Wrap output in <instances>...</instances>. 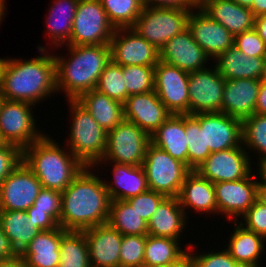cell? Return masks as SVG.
I'll use <instances>...</instances> for the list:
<instances>
[{
    "mask_svg": "<svg viewBox=\"0 0 266 267\" xmlns=\"http://www.w3.org/2000/svg\"><path fill=\"white\" fill-rule=\"evenodd\" d=\"M79 0L53 1L46 22V36L58 48L68 44Z\"/></svg>",
    "mask_w": 266,
    "mask_h": 267,
    "instance_id": "obj_33",
    "label": "cell"
},
{
    "mask_svg": "<svg viewBox=\"0 0 266 267\" xmlns=\"http://www.w3.org/2000/svg\"><path fill=\"white\" fill-rule=\"evenodd\" d=\"M193 3L197 6L200 7L202 6L207 0H192Z\"/></svg>",
    "mask_w": 266,
    "mask_h": 267,
    "instance_id": "obj_61",
    "label": "cell"
},
{
    "mask_svg": "<svg viewBox=\"0 0 266 267\" xmlns=\"http://www.w3.org/2000/svg\"><path fill=\"white\" fill-rule=\"evenodd\" d=\"M256 199L266 206V184L261 179L258 181Z\"/></svg>",
    "mask_w": 266,
    "mask_h": 267,
    "instance_id": "obj_55",
    "label": "cell"
},
{
    "mask_svg": "<svg viewBox=\"0 0 266 267\" xmlns=\"http://www.w3.org/2000/svg\"><path fill=\"white\" fill-rule=\"evenodd\" d=\"M6 0H0V24L3 21L2 19L5 18V12L7 11Z\"/></svg>",
    "mask_w": 266,
    "mask_h": 267,
    "instance_id": "obj_58",
    "label": "cell"
},
{
    "mask_svg": "<svg viewBox=\"0 0 266 267\" xmlns=\"http://www.w3.org/2000/svg\"><path fill=\"white\" fill-rule=\"evenodd\" d=\"M204 128L205 149L218 152L242 145V121L222 112L200 113Z\"/></svg>",
    "mask_w": 266,
    "mask_h": 267,
    "instance_id": "obj_18",
    "label": "cell"
},
{
    "mask_svg": "<svg viewBox=\"0 0 266 267\" xmlns=\"http://www.w3.org/2000/svg\"><path fill=\"white\" fill-rule=\"evenodd\" d=\"M0 267H27L23 259H9L0 261Z\"/></svg>",
    "mask_w": 266,
    "mask_h": 267,
    "instance_id": "obj_56",
    "label": "cell"
},
{
    "mask_svg": "<svg viewBox=\"0 0 266 267\" xmlns=\"http://www.w3.org/2000/svg\"><path fill=\"white\" fill-rule=\"evenodd\" d=\"M256 175L250 174L248 177L237 181L213 184L217 201V215L219 213L223 214L230 218V221L233 219L237 221L242 218L256 200L257 180L259 178ZM254 179L257 180L254 181Z\"/></svg>",
    "mask_w": 266,
    "mask_h": 267,
    "instance_id": "obj_16",
    "label": "cell"
},
{
    "mask_svg": "<svg viewBox=\"0 0 266 267\" xmlns=\"http://www.w3.org/2000/svg\"><path fill=\"white\" fill-rule=\"evenodd\" d=\"M22 161L38 178L43 188L60 192L86 167L66 146L63 149L48 135L24 148Z\"/></svg>",
    "mask_w": 266,
    "mask_h": 267,
    "instance_id": "obj_4",
    "label": "cell"
},
{
    "mask_svg": "<svg viewBox=\"0 0 266 267\" xmlns=\"http://www.w3.org/2000/svg\"><path fill=\"white\" fill-rule=\"evenodd\" d=\"M176 267H194L190 259L187 257L185 260H183L179 265Z\"/></svg>",
    "mask_w": 266,
    "mask_h": 267,
    "instance_id": "obj_60",
    "label": "cell"
},
{
    "mask_svg": "<svg viewBox=\"0 0 266 267\" xmlns=\"http://www.w3.org/2000/svg\"><path fill=\"white\" fill-rule=\"evenodd\" d=\"M65 46H68V58L53 54L57 90L63 91L68 100H76L84 92L96 88L99 76L111 61L110 45Z\"/></svg>",
    "mask_w": 266,
    "mask_h": 267,
    "instance_id": "obj_3",
    "label": "cell"
},
{
    "mask_svg": "<svg viewBox=\"0 0 266 267\" xmlns=\"http://www.w3.org/2000/svg\"><path fill=\"white\" fill-rule=\"evenodd\" d=\"M95 89L123 104L127 99V88L123 78L122 66L111 60L99 76Z\"/></svg>",
    "mask_w": 266,
    "mask_h": 267,
    "instance_id": "obj_40",
    "label": "cell"
},
{
    "mask_svg": "<svg viewBox=\"0 0 266 267\" xmlns=\"http://www.w3.org/2000/svg\"><path fill=\"white\" fill-rule=\"evenodd\" d=\"M111 60L121 66L155 67L159 50L131 27L116 28L110 41Z\"/></svg>",
    "mask_w": 266,
    "mask_h": 267,
    "instance_id": "obj_14",
    "label": "cell"
},
{
    "mask_svg": "<svg viewBox=\"0 0 266 267\" xmlns=\"http://www.w3.org/2000/svg\"><path fill=\"white\" fill-rule=\"evenodd\" d=\"M242 144L256 152L258 163L266 160V115L253 114L242 121Z\"/></svg>",
    "mask_w": 266,
    "mask_h": 267,
    "instance_id": "obj_38",
    "label": "cell"
},
{
    "mask_svg": "<svg viewBox=\"0 0 266 267\" xmlns=\"http://www.w3.org/2000/svg\"><path fill=\"white\" fill-rule=\"evenodd\" d=\"M193 244H188L187 248V257L190 259L194 267H243L237 263L230 253L223 248L224 250H213L208 253L201 252L198 254L191 253V248ZM190 251V252H188ZM204 253V254H203Z\"/></svg>",
    "mask_w": 266,
    "mask_h": 267,
    "instance_id": "obj_43",
    "label": "cell"
},
{
    "mask_svg": "<svg viewBox=\"0 0 266 267\" xmlns=\"http://www.w3.org/2000/svg\"><path fill=\"white\" fill-rule=\"evenodd\" d=\"M109 163L113 166L114 180L107 183L104 179V185L111 200H128L148 190L146 173L142 165Z\"/></svg>",
    "mask_w": 266,
    "mask_h": 267,
    "instance_id": "obj_28",
    "label": "cell"
},
{
    "mask_svg": "<svg viewBox=\"0 0 266 267\" xmlns=\"http://www.w3.org/2000/svg\"><path fill=\"white\" fill-rule=\"evenodd\" d=\"M11 258L10 240L4 234L0 224V261L9 260Z\"/></svg>",
    "mask_w": 266,
    "mask_h": 267,
    "instance_id": "obj_52",
    "label": "cell"
},
{
    "mask_svg": "<svg viewBox=\"0 0 266 267\" xmlns=\"http://www.w3.org/2000/svg\"><path fill=\"white\" fill-rule=\"evenodd\" d=\"M260 79H228L225 82L222 113L241 121L255 114Z\"/></svg>",
    "mask_w": 266,
    "mask_h": 267,
    "instance_id": "obj_22",
    "label": "cell"
},
{
    "mask_svg": "<svg viewBox=\"0 0 266 267\" xmlns=\"http://www.w3.org/2000/svg\"><path fill=\"white\" fill-rule=\"evenodd\" d=\"M22 161V150L9 143L0 144V184Z\"/></svg>",
    "mask_w": 266,
    "mask_h": 267,
    "instance_id": "obj_48",
    "label": "cell"
},
{
    "mask_svg": "<svg viewBox=\"0 0 266 267\" xmlns=\"http://www.w3.org/2000/svg\"><path fill=\"white\" fill-rule=\"evenodd\" d=\"M122 72L127 88V98L131 95L154 91V67L139 65L122 66Z\"/></svg>",
    "mask_w": 266,
    "mask_h": 267,
    "instance_id": "obj_41",
    "label": "cell"
},
{
    "mask_svg": "<svg viewBox=\"0 0 266 267\" xmlns=\"http://www.w3.org/2000/svg\"><path fill=\"white\" fill-rule=\"evenodd\" d=\"M67 231L58 227L48 231H40L28 244L23 260L27 267H58L60 263L61 237Z\"/></svg>",
    "mask_w": 266,
    "mask_h": 267,
    "instance_id": "obj_31",
    "label": "cell"
},
{
    "mask_svg": "<svg viewBox=\"0 0 266 267\" xmlns=\"http://www.w3.org/2000/svg\"><path fill=\"white\" fill-rule=\"evenodd\" d=\"M210 67L189 73V115L222 112L226 80L216 66Z\"/></svg>",
    "mask_w": 266,
    "mask_h": 267,
    "instance_id": "obj_11",
    "label": "cell"
},
{
    "mask_svg": "<svg viewBox=\"0 0 266 267\" xmlns=\"http://www.w3.org/2000/svg\"><path fill=\"white\" fill-rule=\"evenodd\" d=\"M240 224L266 239V206L257 199L242 216ZM245 223H244V222Z\"/></svg>",
    "mask_w": 266,
    "mask_h": 267,
    "instance_id": "obj_47",
    "label": "cell"
},
{
    "mask_svg": "<svg viewBox=\"0 0 266 267\" xmlns=\"http://www.w3.org/2000/svg\"><path fill=\"white\" fill-rule=\"evenodd\" d=\"M42 52L36 58L23 60L5 58L0 80V92L5 100L36 105L58 93L56 62L47 47H37Z\"/></svg>",
    "mask_w": 266,
    "mask_h": 267,
    "instance_id": "obj_1",
    "label": "cell"
},
{
    "mask_svg": "<svg viewBox=\"0 0 266 267\" xmlns=\"http://www.w3.org/2000/svg\"><path fill=\"white\" fill-rule=\"evenodd\" d=\"M232 1L237 3L240 6L250 8L254 0H232Z\"/></svg>",
    "mask_w": 266,
    "mask_h": 267,
    "instance_id": "obj_59",
    "label": "cell"
},
{
    "mask_svg": "<svg viewBox=\"0 0 266 267\" xmlns=\"http://www.w3.org/2000/svg\"><path fill=\"white\" fill-rule=\"evenodd\" d=\"M255 114L266 115V77L260 80V88L258 92L257 103L255 106Z\"/></svg>",
    "mask_w": 266,
    "mask_h": 267,
    "instance_id": "obj_51",
    "label": "cell"
},
{
    "mask_svg": "<svg viewBox=\"0 0 266 267\" xmlns=\"http://www.w3.org/2000/svg\"><path fill=\"white\" fill-rule=\"evenodd\" d=\"M41 189L38 178L21 161L0 184V210L26 211Z\"/></svg>",
    "mask_w": 266,
    "mask_h": 267,
    "instance_id": "obj_15",
    "label": "cell"
},
{
    "mask_svg": "<svg viewBox=\"0 0 266 267\" xmlns=\"http://www.w3.org/2000/svg\"><path fill=\"white\" fill-rule=\"evenodd\" d=\"M148 189L165 197H178L186 175L191 169L152 143L143 161Z\"/></svg>",
    "mask_w": 266,
    "mask_h": 267,
    "instance_id": "obj_6",
    "label": "cell"
},
{
    "mask_svg": "<svg viewBox=\"0 0 266 267\" xmlns=\"http://www.w3.org/2000/svg\"><path fill=\"white\" fill-rule=\"evenodd\" d=\"M180 243V240L173 238L147 235L143 266L179 265L187 258V252L181 248Z\"/></svg>",
    "mask_w": 266,
    "mask_h": 267,
    "instance_id": "obj_34",
    "label": "cell"
},
{
    "mask_svg": "<svg viewBox=\"0 0 266 267\" xmlns=\"http://www.w3.org/2000/svg\"><path fill=\"white\" fill-rule=\"evenodd\" d=\"M33 206L36 210L46 211L59 224L62 208V193L57 190L42 187Z\"/></svg>",
    "mask_w": 266,
    "mask_h": 267,
    "instance_id": "obj_46",
    "label": "cell"
},
{
    "mask_svg": "<svg viewBox=\"0 0 266 267\" xmlns=\"http://www.w3.org/2000/svg\"><path fill=\"white\" fill-rule=\"evenodd\" d=\"M177 265H167V266H161V265H155V266H143V267H176Z\"/></svg>",
    "mask_w": 266,
    "mask_h": 267,
    "instance_id": "obj_63",
    "label": "cell"
},
{
    "mask_svg": "<svg viewBox=\"0 0 266 267\" xmlns=\"http://www.w3.org/2000/svg\"><path fill=\"white\" fill-rule=\"evenodd\" d=\"M143 7L168 8L178 10H194L196 5L192 0H142Z\"/></svg>",
    "mask_w": 266,
    "mask_h": 267,
    "instance_id": "obj_50",
    "label": "cell"
},
{
    "mask_svg": "<svg viewBox=\"0 0 266 267\" xmlns=\"http://www.w3.org/2000/svg\"><path fill=\"white\" fill-rule=\"evenodd\" d=\"M115 28H129L142 12V0H100Z\"/></svg>",
    "mask_w": 266,
    "mask_h": 267,
    "instance_id": "obj_39",
    "label": "cell"
},
{
    "mask_svg": "<svg viewBox=\"0 0 266 267\" xmlns=\"http://www.w3.org/2000/svg\"><path fill=\"white\" fill-rule=\"evenodd\" d=\"M191 11L143 7L131 28L160 50L167 41L188 28Z\"/></svg>",
    "mask_w": 266,
    "mask_h": 267,
    "instance_id": "obj_8",
    "label": "cell"
},
{
    "mask_svg": "<svg viewBox=\"0 0 266 267\" xmlns=\"http://www.w3.org/2000/svg\"><path fill=\"white\" fill-rule=\"evenodd\" d=\"M188 29L193 39L211 59L215 60L234 45V36L200 7L191 11L188 17Z\"/></svg>",
    "mask_w": 266,
    "mask_h": 267,
    "instance_id": "obj_17",
    "label": "cell"
},
{
    "mask_svg": "<svg viewBox=\"0 0 266 267\" xmlns=\"http://www.w3.org/2000/svg\"><path fill=\"white\" fill-rule=\"evenodd\" d=\"M68 104L72 122L65 145L86 167H94L105 153L107 131L76 100Z\"/></svg>",
    "mask_w": 266,
    "mask_h": 267,
    "instance_id": "obj_5",
    "label": "cell"
},
{
    "mask_svg": "<svg viewBox=\"0 0 266 267\" xmlns=\"http://www.w3.org/2000/svg\"><path fill=\"white\" fill-rule=\"evenodd\" d=\"M164 198V195L148 189L146 192L129 198L126 201L148 223L149 219L155 213V210Z\"/></svg>",
    "mask_w": 266,
    "mask_h": 267,
    "instance_id": "obj_45",
    "label": "cell"
},
{
    "mask_svg": "<svg viewBox=\"0 0 266 267\" xmlns=\"http://www.w3.org/2000/svg\"><path fill=\"white\" fill-rule=\"evenodd\" d=\"M150 136L136 124L123 120L107 132L106 149L101 161L132 166L143 165Z\"/></svg>",
    "mask_w": 266,
    "mask_h": 267,
    "instance_id": "obj_7",
    "label": "cell"
},
{
    "mask_svg": "<svg viewBox=\"0 0 266 267\" xmlns=\"http://www.w3.org/2000/svg\"><path fill=\"white\" fill-rule=\"evenodd\" d=\"M88 244L91 267H120L123 235L108 223L83 230Z\"/></svg>",
    "mask_w": 266,
    "mask_h": 267,
    "instance_id": "obj_21",
    "label": "cell"
},
{
    "mask_svg": "<svg viewBox=\"0 0 266 267\" xmlns=\"http://www.w3.org/2000/svg\"><path fill=\"white\" fill-rule=\"evenodd\" d=\"M61 193L59 226L64 230L83 231L107 223L111 198L93 167H85Z\"/></svg>",
    "mask_w": 266,
    "mask_h": 267,
    "instance_id": "obj_2",
    "label": "cell"
},
{
    "mask_svg": "<svg viewBox=\"0 0 266 267\" xmlns=\"http://www.w3.org/2000/svg\"><path fill=\"white\" fill-rule=\"evenodd\" d=\"M107 223L122 235H148L147 222L126 200H111Z\"/></svg>",
    "mask_w": 266,
    "mask_h": 267,
    "instance_id": "obj_35",
    "label": "cell"
},
{
    "mask_svg": "<svg viewBox=\"0 0 266 267\" xmlns=\"http://www.w3.org/2000/svg\"><path fill=\"white\" fill-rule=\"evenodd\" d=\"M26 212L40 231H48L59 227V224L46 211L36 210L33 205Z\"/></svg>",
    "mask_w": 266,
    "mask_h": 267,
    "instance_id": "obj_49",
    "label": "cell"
},
{
    "mask_svg": "<svg viewBox=\"0 0 266 267\" xmlns=\"http://www.w3.org/2000/svg\"><path fill=\"white\" fill-rule=\"evenodd\" d=\"M254 29L266 45V14L255 17Z\"/></svg>",
    "mask_w": 266,
    "mask_h": 267,
    "instance_id": "obj_53",
    "label": "cell"
},
{
    "mask_svg": "<svg viewBox=\"0 0 266 267\" xmlns=\"http://www.w3.org/2000/svg\"><path fill=\"white\" fill-rule=\"evenodd\" d=\"M154 91L174 115H189V73L161 60L154 67Z\"/></svg>",
    "mask_w": 266,
    "mask_h": 267,
    "instance_id": "obj_12",
    "label": "cell"
},
{
    "mask_svg": "<svg viewBox=\"0 0 266 267\" xmlns=\"http://www.w3.org/2000/svg\"><path fill=\"white\" fill-rule=\"evenodd\" d=\"M180 206L185 211L191 208L201 215L217 214V201L213 183L202 177L196 170H191L185 177L178 195ZM203 212V213H202Z\"/></svg>",
    "mask_w": 266,
    "mask_h": 267,
    "instance_id": "obj_23",
    "label": "cell"
},
{
    "mask_svg": "<svg viewBox=\"0 0 266 267\" xmlns=\"http://www.w3.org/2000/svg\"><path fill=\"white\" fill-rule=\"evenodd\" d=\"M234 46L248 57H266V45L254 28L234 36Z\"/></svg>",
    "mask_w": 266,
    "mask_h": 267,
    "instance_id": "obj_44",
    "label": "cell"
},
{
    "mask_svg": "<svg viewBox=\"0 0 266 267\" xmlns=\"http://www.w3.org/2000/svg\"><path fill=\"white\" fill-rule=\"evenodd\" d=\"M159 60L190 73L207 68L211 59L187 28L166 42L159 50Z\"/></svg>",
    "mask_w": 266,
    "mask_h": 267,
    "instance_id": "obj_19",
    "label": "cell"
},
{
    "mask_svg": "<svg viewBox=\"0 0 266 267\" xmlns=\"http://www.w3.org/2000/svg\"><path fill=\"white\" fill-rule=\"evenodd\" d=\"M259 167L256 169V171L258 170V175L259 178L266 184V160L260 162L259 164H257Z\"/></svg>",
    "mask_w": 266,
    "mask_h": 267,
    "instance_id": "obj_57",
    "label": "cell"
},
{
    "mask_svg": "<svg viewBox=\"0 0 266 267\" xmlns=\"http://www.w3.org/2000/svg\"><path fill=\"white\" fill-rule=\"evenodd\" d=\"M5 58H0V80H1V70L4 63Z\"/></svg>",
    "mask_w": 266,
    "mask_h": 267,
    "instance_id": "obj_62",
    "label": "cell"
},
{
    "mask_svg": "<svg viewBox=\"0 0 266 267\" xmlns=\"http://www.w3.org/2000/svg\"><path fill=\"white\" fill-rule=\"evenodd\" d=\"M185 135L188 144V167L195 170L211 154L205 149L204 128H200L199 114H185Z\"/></svg>",
    "mask_w": 266,
    "mask_h": 267,
    "instance_id": "obj_37",
    "label": "cell"
},
{
    "mask_svg": "<svg viewBox=\"0 0 266 267\" xmlns=\"http://www.w3.org/2000/svg\"><path fill=\"white\" fill-rule=\"evenodd\" d=\"M76 101L107 132L124 120L123 104L96 89L84 92Z\"/></svg>",
    "mask_w": 266,
    "mask_h": 267,
    "instance_id": "obj_32",
    "label": "cell"
},
{
    "mask_svg": "<svg viewBox=\"0 0 266 267\" xmlns=\"http://www.w3.org/2000/svg\"><path fill=\"white\" fill-rule=\"evenodd\" d=\"M123 110L124 120L136 124L149 136L172 115L155 91L129 96Z\"/></svg>",
    "mask_w": 266,
    "mask_h": 267,
    "instance_id": "obj_20",
    "label": "cell"
},
{
    "mask_svg": "<svg viewBox=\"0 0 266 267\" xmlns=\"http://www.w3.org/2000/svg\"><path fill=\"white\" fill-rule=\"evenodd\" d=\"M0 224L10 240L11 258L23 259L28 244L40 232L26 211L0 210Z\"/></svg>",
    "mask_w": 266,
    "mask_h": 267,
    "instance_id": "obj_24",
    "label": "cell"
},
{
    "mask_svg": "<svg viewBox=\"0 0 266 267\" xmlns=\"http://www.w3.org/2000/svg\"><path fill=\"white\" fill-rule=\"evenodd\" d=\"M150 141L156 147L188 166V142L185 135V115L172 114L153 134Z\"/></svg>",
    "mask_w": 266,
    "mask_h": 267,
    "instance_id": "obj_29",
    "label": "cell"
},
{
    "mask_svg": "<svg viewBox=\"0 0 266 267\" xmlns=\"http://www.w3.org/2000/svg\"><path fill=\"white\" fill-rule=\"evenodd\" d=\"M32 107L35 106L27 102L4 100L0 110V139L3 143L23 150L46 135L38 130Z\"/></svg>",
    "mask_w": 266,
    "mask_h": 267,
    "instance_id": "obj_10",
    "label": "cell"
},
{
    "mask_svg": "<svg viewBox=\"0 0 266 267\" xmlns=\"http://www.w3.org/2000/svg\"><path fill=\"white\" fill-rule=\"evenodd\" d=\"M243 144L218 152H212L195 170L211 183L237 181L252 173L251 154Z\"/></svg>",
    "mask_w": 266,
    "mask_h": 267,
    "instance_id": "obj_13",
    "label": "cell"
},
{
    "mask_svg": "<svg viewBox=\"0 0 266 267\" xmlns=\"http://www.w3.org/2000/svg\"><path fill=\"white\" fill-rule=\"evenodd\" d=\"M218 72L225 79H262L266 77L265 57H248L234 45L215 59Z\"/></svg>",
    "mask_w": 266,
    "mask_h": 267,
    "instance_id": "obj_25",
    "label": "cell"
},
{
    "mask_svg": "<svg viewBox=\"0 0 266 267\" xmlns=\"http://www.w3.org/2000/svg\"><path fill=\"white\" fill-rule=\"evenodd\" d=\"M187 221L178 197H165L147 223L148 235L180 240Z\"/></svg>",
    "mask_w": 266,
    "mask_h": 267,
    "instance_id": "obj_26",
    "label": "cell"
},
{
    "mask_svg": "<svg viewBox=\"0 0 266 267\" xmlns=\"http://www.w3.org/2000/svg\"><path fill=\"white\" fill-rule=\"evenodd\" d=\"M147 235H123L120 247V267H143Z\"/></svg>",
    "mask_w": 266,
    "mask_h": 267,
    "instance_id": "obj_42",
    "label": "cell"
},
{
    "mask_svg": "<svg viewBox=\"0 0 266 267\" xmlns=\"http://www.w3.org/2000/svg\"><path fill=\"white\" fill-rule=\"evenodd\" d=\"M255 17L266 14V0H254L249 8Z\"/></svg>",
    "mask_w": 266,
    "mask_h": 267,
    "instance_id": "obj_54",
    "label": "cell"
},
{
    "mask_svg": "<svg viewBox=\"0 0 266 267\" xmlns=\"http://www.w3.org/2000/svg\"><path fill=\"white\" fill-rule=\"evenodd\" d=\"M233 222L236 225L229 237L226 250L243 267H260V257L264 252L266 239L246 229L240 222Z\"/></svg>",
    "mask_w": 266,
    "mask_h": 267,
    "instance_id": "obj_30",
    "label": "cell"
},
{
    "mask_svg": "<svg viewBox=\"0 0 266 267\" xmlns=\"http://www.w3.org/2000/svg\"><path fill=\"white\" fill-rule=\"evenodd\" d=\"M4 100H5V97L0 92V110H1V106H2V103L4 102Z\"/></svg>",
    "mask_w": 266,
    "mask_h": 267,
    "instance_id": "obj_64",
    "label": "cell"
},
{
    "mask_svg": "<svg viewBox=\"0 0 266 267\" xmlns=\"http://www.w3.org/2000/svg\"><path fill=\"white\" fill-rule=\"evenodd\" d=\"M200 8L233 36L254 28L255 16L252 11L232 0H207Z\"/></svg>",
    "mask_w": 266,
    "mask_h": 267,
    "instance_id": "obj_27",
    "label": "cell"
},
{
    "mask_svg": "<svg viewBox=\"0 0 266 267\" xmlns=\"http://www.w3.org/2000/svg\"><path fill=\"white\" fill-rule=\"evenodd\" d=\"M58 267H91L88 244L83 231H67L61 237Z\"/></svg>",
    "mask_w": 266,
    "mask_h": 267,
    "instance_id": "obj_36",
    "label": "cell"
},
{
    "mask_svg": "<svg viewBox=\"0 0 266 267\" xmlns=\"http://www.w3.org/2000/svg\"><path fill=\"white\" fill-rule=\"evenodd\" d=\"M115 31L100 0H79L67 45H109Z\"/></svg>",
    "mask_w": 266,
    "mask_h": 267,
    "instance_id": "obj_9",
    "label": "cell"
}]
</instances>
